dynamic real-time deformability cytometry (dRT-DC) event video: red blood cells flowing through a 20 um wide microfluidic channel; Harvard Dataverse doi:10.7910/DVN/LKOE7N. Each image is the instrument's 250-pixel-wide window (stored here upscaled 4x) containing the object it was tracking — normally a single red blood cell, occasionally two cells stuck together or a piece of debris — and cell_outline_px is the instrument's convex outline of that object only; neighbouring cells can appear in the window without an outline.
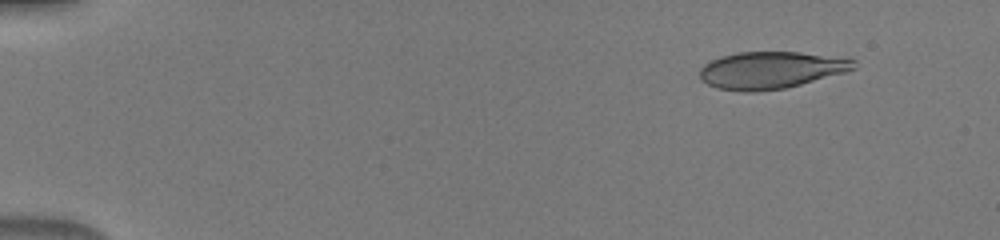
{"species": "human", "species_latin": "Homo sapiens", "temperature_condition": "warm", "stored_images_in_passage": 40, "camera_frame_rate_fps": 3000, "um_per_image_px": 0.085, "donor": {"sex": "male"}, "frame": {"image": 1, "passage_image": 3, "time_ms": 0.667, "image_size_px": [1000, 240], "cell_outline_px": [[856, 68], [844, 72], [800, 84], [784, 88], [756, 92], [744, 92], [716, 88], [700, 80], [700, 68], [704, 64], [720, 56], [736, 52], [800, 52], [856, 60]], "centroid_in_image_um": [65.46, 5.96], "position_along_channel_um": 19.5, "area_um2": 33.12}}
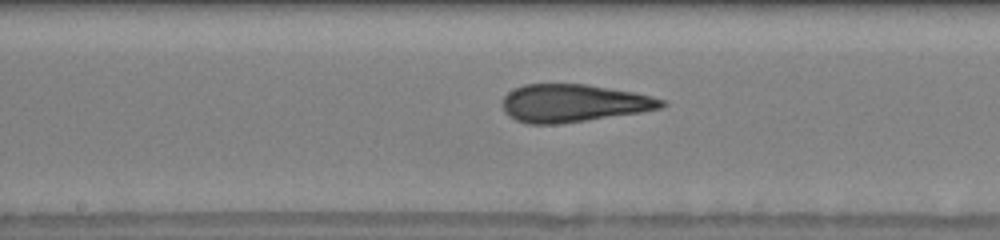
{"frame": {"image": 2, "passage_image": 19, "time_ms": 6.0, "image_size_px": [1000, 240], "cell_outline_px": [[668, 104], [660, 108], [640, 112], [556, 124], [528, 124], [516, 120], [508, 116], [504, 112], [504, 96], [512, 88], [524, 84], [584, 84], [632, 92], [652, 96], [664, 100]], "centroid_in_image_um": [48.71, 8.76], "position_along_channel_um": 199.5, "area_um2": 34.68}}
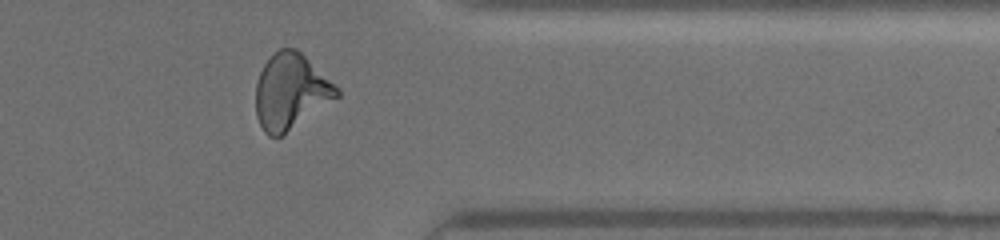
{"frame": {"image": 3, "passage_image": 32, "time_ms": 10.333, "image_size_px": [1000, 240], "cell_outline_px": [[340, 96], [280, 136], [268, 136], [264, 132], [256, 116], [256, 84], [260, 72], [264, 64], [280, 48], [296, 48], [340, 88]], "centroid_in_image_um": [24.72, 7.77], "position_along_channel_um": 386.7, "area_um2": 35.26}}